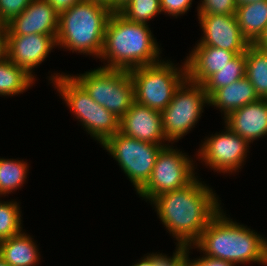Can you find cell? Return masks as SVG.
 <instances>
[{
    "label": "cell",
    "instance_id": "1",
    "mask_svg": "<svg viewBox=\"0 0 267 266\" xmlns=\"http://www.w3.org/2000/svg\"><path fill=\"white\" fill-rule=\"evenodd\" d=\"M209 187L197 177L185 188L161 194L150 202L176 245H193L222 209L219 196Z\"/></svg>",
    "mask_w": 267,
    "mask_h": 266
},
{
    "label": "cell",
    "instance_id": "2",
    "mask_svg": "<svg viewBox=\"0 0 267 266\" xmlns=\"http://www.w3.org/2000/svg\"><path fill=\"white\" fill-rule=\"evenodd\" d=\"M157 40L148 24L134 23L117 11L110 14L105 27L103 49L99 59L107 69L131 70L152 65L162 59Z\"/></svg>",
    "mask_w": 267,
    "mask_h": 266
},
{
    "label": "cell",
    "instance_id": "3",
    "mask_svg": "<svg viewBox=\"0 0 267 266\" xmlns=\"http://www.w3.org/2000/svg\"><path fill=\"white\" fill-rule=\"evenodd\" d=\"M221 209L190 246L213 258L239 264H266V237L230 219ZM239 263V264H238Z\"/></svg>",
    "mask_w": 267,
    "mask_h": 266
},
{
    "label": "cell",
    "instance_id": "4",
    "mask_svg": "<svg viewBox=\"0 0 267 266\" xmlns=\"http://www.w3.org/2000/svg\"><path fill=\"white\" fill-rule=\"evenodd\" d=\"M112 12L102 4L83 0L59 14L56 37L58 48L99 58L105 27Z\"/></svg>",
    "mask_w": 267,
    "mask_h": 266
},
{
    "label": "cell",
    "instance_id": "5",
    "mask_svg": "<svg viewBox=\"0 0 267 266\" xmlns=\"http://www.w3.org/2000/svg\"><path fill=\"white\" fill-rule=\"evenodd\" d=\"M51 75L50 83L90 137L102 145L120 131V118L95 102L70 74Z\"/></svg>",
    "mask_w": 267,
    "mask_h": 266
},
{
    "label": "cell",
    "instance_id": "6",
    "mask_svg": "<svg viewBox=\"0 0 267 266\" xmlns=\"http://www.w3.org/2000/svg\"><path fill=\"white\" fill-rule=\"evenodd\" d=\"M174 64L169 59H163L152 65L129 70L134 101L162 112L171 102L176 89L187 78L186 62L181 67Z\"/></svg>",
    "mask_w": 267,
    "mask_h": 266
},
{
    "label": "cell",
    "instance_id": "7",
    "mask_svg": "<svg viewBox=\"0 0 267 266\" xmlns=\"http://www.w3.org/2000/svg\"><path fill=\"white\" fill-rule=\"evenodd\" d=\"M71 76L89 96L108 111L122 118L134 102V89L129 71L103 67Z\"/></svg>",
    "mask_w": 267,
    "mask_h": 266
},
{
    "label": "cell",
    "instance_id": "8",
    "mask_svg": "<svg viewBox=\"0 0 267 266\" xmlns=\"http://www.w3.org/2000/svg\"><path fill=\"white\" fill-rule=\"evenodd\" d=\"M206 104L209 105V97L203 85L186 78L176 89L169 105L161 112L163 132L171 145L195 127Z\"/></svg>",
    "mask_w": 267,
    "mask_h": 266
},
{
    "label": "cell",
    "instance_id": "9",
    "mask_svg": "<svg viewBox=\"0 0 267 266\" xmlns=\"http://www.w3.org/2000/svg\"><path fill=\"white\" fill-rule=\"evenodd\" d=\"M174 149L170 144L161 149L148 182L137 192L141 199L151 202L155 197L185 188L197 177L195 160ZM190 157V158H189Z\"/></svg>",
    "mask_w": 267,
    "mask_h": 266
},
{
    "label": "cell",
    "instance_id": "10",
    "mask_svg": "<svg viewBox=\"0 0 267 266\" xmlns=\"http://www.w3.org/2000/svg\"><path fill=\"white\" fill-rule=\"evenodd\" d=\"M135 187L136 193L148 182L157 155L165 146L140 141L117 132L102 145Z\"/></svg>",
    "mask_w": 267,
    "mask_h": 266
},
{
    "label": "cell",
    "instance_id": "11",
    "mask_svg": "<svg viewBox=\"0 0 267 266\" xmlns=\"http://www.w3.org/2000/svg\"><path fill=\"white\" fill-rule=\"evenodd\" d=\"M221 133H214L204 138L198 149L197 159L214 172L236 173L246 162L249 143L238 134L232 132L226 125Z\"/></svg>",
    "mask_w": 267,
    "mask_h": 266
},
{
    "label": "cell",
    "instance_id": "12",
    "mask_svg": "<svg viewBox=\"0 0 267 266\" xmlns=\"http://www.w3.org/2000/svg\"><path fill=\"white\" fill-rule=\"evenodd\" d=\"M203 37L195 46H212L234 52L245 53L251 45L243 36L235 14H197Z\"/></svg>",
    "mask_w": 267,
    "mask_h": 266
},
{
    "label": "cell",
    "instance_id": "13",
    "mask_svg": "<svg viewBox=\"0 0 267 266\" xmlns=\"http://www.w3.org/2000/svg\"><path fill=\"white\" fill-rule=\"evenodd\" d=\"M56 37L45 34L6 35V57L35 78L34 68L57 47Z\"/></svg>",
    "mask_w": 267,
    "mask_h": 266
},
{
    "label": "cell",
    "instance_id": "14",
    "mask_svg": "<svg viewBox=\"0 0 267 266\" xmlns=\"http://www.w3.org/2000/svg\"><path fill=\"white\" fill-rule=\"evenodd\" d=\"M119 132L160 146H168L170 143L163 132L161 112L135 101L130 110L120 119ZM166 141L168 144L165 143Z\"/></svg>",
    "mask_w": 267,
    "mask_h": 266
},
{
    "label": "cell",
    "instance_id": "15",
    "mask_svg": "<svg viewBox=\"0 0 267 266\" xmlns=\"http://www.w3.org/2000/svg\"><path fill=\"white\" fill-rule=\"evenodd\" d=\"M59 14L46 0H33L18 16L8 22L6 35H57Z\"/></svg>",
    "mask_w": 267,
    "mask_h": 266
},
{
    "label": "cell",
    "instance_id": "16",
    "mask_svg": "<svg viewBox=\"0 0 267 266\" xmlns=\"http://www.w3.org/2000/svg\"><path fill=\"white\" fill-rule=\"evenodd\" d=\"M224 124L249 144L267 136V99H259L231 112Z\"/></svg>",
    "mask_w": 267,
    "mask_h": 266
},
{
    "label": "cell",
    "instance_id": "17",
    "mask_svg": "<svg viewBox=\"0 0 267 266\" xmlns=\"http://www.w3.org/2000/svg\"><path fill=\"white\" fill-rule=\"evenodd\" d=\"M236 54L232 51L212 47L194 46L186 58L187 78L203 84L211 75L220 71Z\"/></svg>",
    "mask_w": 267,
    "mask_h": 266
},
{
    "label": "cell",
    "instance_id": "18",
    "mask_svg": "<svg viewBox=\"0 0 267 266\" xmlns=\"http://www.w3.org/2000/svg\"><path fill=\"white\" fill-rule=\"evenodd\" d=\"M259 99L254 86L244 77L230 85L217 89L209 97V106L219 109L224 115V119L231 112Z\"/></svg>",
    "mask_w": 267,
    "mask_h": 266
},
{
    "label": "cell",
    "instance_id": "19",
    "mask_svg": "<svg viewBox=\"0 0 267 266\" xmlns=\"http://www.w3.org/2000/svg\"><path fill=\"white\" fill-rule=\"evenodd\" d=\"M33 239L22 231L0 241V257L9 266H37L40 261V251Z\"/></svg>",
    "mask_w": 267,
    "mask_h": 266
},
{
    "label": "cell",
    "instance_id": "20",
    "mask_svg": "<svg viewBox=\"0 0 267 266\" xmlns=\"http://www.w3.org/2000/svg\"><path fill=\"white\" fill-rule=\"evenodd\" d=\"M235 16L243 36L254 44L267 25V1L238 5Z\"/></svg>",
    "mask_w": 267,
    "mask_h": 266
},
{
    "label": "cell",
    "instance_id": "21",
    "mask_svg": "<svg viewBox=\"0 0 267 266\" xmlns=\"http://www.w3.org/2000/svg\"><path fill=\"white\" fill-rule=\"evenodd\" d=\"M37 79L7 57L0 61V96H15L27 91Z\"/></svg>",
    "mask_w": 267,
    "mask_h": 266
},
{
    "label": "cell",
    "instance_id": "22",
    "mask_svg": "<svg viewBox=\"0 0 267 266\" xmlns=\"http://www.w3.org/2000/svg\"><path fill=\"white\" fill-rule=\"evenodd\" d=\"M246 73L245 77L254 86L260 99H267V55L251 44L245 51Z\"/></svg>",
    "mask_w": 267,
    "mask_h": 266
},
{
    "label": "cell",
    "instance_id": "23",
    "mask_svg": "<svg viewBox=\"0 0 267 266\" xmlns=\"http://www.w3.org/2000/svg\"><path fill=\"white\" fill-rule=\"evenodd\" d=\"M246 55L237 54L227 65L211 75L202 85L210 97L217 89L230 85L245 77Z\"/></svg>",
    "mask_w": 267,
    "mask_h": 266
},
{
    "label": "cell",
    "instance_id": "24",
    "mask_svg": "<svg viewBox=\"0 0 267 266\" xmlns=\"http://www.w3.org/2000/svg\"><path fill=\"white\" fill-rule=\"evenodd\" d=\"M27 161L0 158V196L15 192L25 183L28 176Z\"/></svg>",
    "mask_w": 267,
    "mask_h": 266
},
{
    "label": "cell",
    "instance_id": "25",
    "mask_svg": "<svg viewBox=\"0 0 267 266\" xmlns=\"http://www.w3.org/2000/svg\"><path fill=\"white\" fill-rule=\"evenodd\" d=\"M117 12L128 21L143 24L162 14L160 0H130Z\"/></svg>",
    "mask_w": 267,
    "mask_h": 266
},
{
    "label": "cell",
    "instance_id": "26",
    "mask_svg": "<svg viewBox=\"0 0 267 266\" xmlns=\"http://www.w3.org/2000/svg\"><path fill=\"white\" fill-rule=\"evenodd\" d=\"M19 202L0 200V241L21 233L22 214Z\"/></svg>",
    "mask_w": 267,
    "mask_h": 266
},
{
    "label": "cell",
    "instance_id": "27",
    "mask_svg": "<svg viewBox=\"0 0 267 266\" xmlns=\"http://www.w3.org/2000/svg\"><path fill=\"white\" fill-rule=\"evenodd\" d=\"M236 0H201L198 3V14H235L237 8Z\"/></svg>",
    "mask_w": 267,
    "mask_h": 266
},
{
    "label": "cell",
    "instance_id": "28",
    "mask_svg": "<svg viewBox=\"0 0 267 266\" xmlns=\"http://www.w3.org/2000/svg\"><path fill=\"white\" fill-rule=\"evenodd\" d=\"M190 246L176 245L172 256L162 253H155V266H187V255L190 253Z\"/></svg>",
    "mask_w": 267,
    "mask_h": 266
},
{
    "label": "cell",
    "instance_id": "29",
    "mask_svg": "<svg viewBox=\"0 0 267 266\" xmlns=\"http://www.w3.org/2000/svg\"><path fill=\"white\" fill-rule=\"evenodd\" d=\"M33 0H0V19L4 25L20 15Z\"/></svg>",
    "mask_w": 267,
    "mask_h": 266
},
{
    "label": "cell",
    "instance_id": "30",
    "mask_svg": "<svg viewBox=\"0 0 267 266\" xmlns=\"http://www.w3.org/2000/svg\"><path fill=\"white\" fill-rule=\"evenodd\" d=\"M192 2L193 0H160V8L162 13L177 18L189 11Z\"/></svg>",
    "mask_w": 267,
    "mask_h": 266
},
{
    "label": "cell",
    "instance_id": "31",
    "mask_svg": "<svg viewBox=\"0 0 267 266\" xmlns=\"http://www.w3.org/2000/svg\"><path fill=\"white\" fill-rule=\"evenodd\" d=\"M190 259L191 258H189V255H187V266H235L226 260L213 258L204 254L202 257L199 256L193 260Z\"/></svg>",
    "mask_w": 267,
    "mask_h": 266
},
{
    "label": "cell",
    "instance_id": "32",
    "mask_svg": "<svg viewBox=\"0 0 267 266\" xmlns=\"http://www.w3.org/2000/svg\"><path fill=\"white\" fill-rule=\"evenodd\" d=\"M51 7L58 13L61 14L69 10L73 5L83 0H46Z\"/></svg>",
    "mask_w": 267,
    "mask_h": 266
},
{
    "label": "cell",
    "instance_id": "33",
    "mask_svg": "<svg viewBox=\"0 0 267 266\" xmlns=\"http://www.w3.org/2000/svg\"><path fill=\"white\" fill-rule=\"evenodd\" d=\"M145 254L144 257H141V259L135 264L131 266H155V253H149L147 256Z\"/></svg>",
    "mask_w": 267,
    "mask_h": 266
},
{
    "label": "cell",
    "instance_id": "34",
    "mask_svg": "<svg viewBox=\"0 0 267 266\" xmlns=\"http://www.w3.org/2000/svg\"><path fill=\"white\" fill-rule=\"evenodd\" d=\"M6 57V27L0 28V61Z\"/></svg>",
    "mask_w": 267,
    "mask_h": 266
},
{
    "label": "cell",
    "instance_id": "35",
    "mask_svg": "<svg viewBox=\"0 0 267 266\" xmlns=\"http://www.w3.org/2000/svg\"><path fill=\"white\" fill-rule=\"evenodd\" d=\"M92 2H96L108 7L113 12L116 11V0H91Z\"/></svg>",
    "mask_w": 267,
    "mask_h": 266
},
{
    "label": "cell",
    "instance_id": "36",
    "mask_svg": "<svg viewBox=\"0 0 267 266\" xmlns=\"http://www.w3.org/2000/svg\"><path fill=\"white\" fill-rule=\"evenodd\" d=\"M255 46H267V25L263 32V34L260 36V38L254 43Z\"/></svg>",
    "mask_w": 267,
    "mask_h": 266
},
{
    "label": "cell",
    "instance_id": "37",
    "mask_svg": "<svg viewBox=\"0 0 267 266\" xmlns=\"http://www.w3.org/2000/svg\"><path fill=\"white\" fill-rule=\"evenodd\" d=\"M259 1H267V0H236L237 5H245L248 3H254V2H259Z\"/></svg>",
    "mask_w": 267,
    "mask_h": 266
},
{
    "label": "cell",
    "instance_id": "38",
    "mask_svg": "<svg viewBox=\"0 0 267 266\" xmlns=\"http://www.w3.org/2000/svg\"><path fill=\"white\" fill-rule=\"evenodd\" d=\"M128 1H130V0H116V11H118Z\"/></svg>",
    "mask_w": 267,
    "mask_h": 266
},
{
    "label": "cell",
    "instance_id": "39",
    "mask_svg": "<svg viewBox=\"0 0 267 266\" xmlns=\"http://www.w3.org/2000/svg\"><path fill=\"white\" fill-rule=\"evenodd\" d=\"M0 266H9L2 257H0Z\"/></svg>",
    "mask_w": 267,
    "mask_h": 266
},
{
    "label": "cell",
    "instance_id": "40",
    "mask_svg": "<svg viewBox=\"0 0 267 266\" xmlns=\"http://www.w3.org/2000/svg\"><path fill=\"white\" fill-rule=\"evenodd\" d=\"M256 47L262 49L267 55V46H256Z\"/></svg>",
    "mask_w": 267,
    "mask_h": 266
},
{
    "label": "cell",
    "instance_id": "41",
    "mask_svg": "<svg viewBox=\"0 0 267 266\" xmlns=\"http://www.w3.org/2000/svg\"><path fill=\"white\" fill-rule=\"evenodd\" d=\"M266 243V264H267V239L265 240Z\"/></svg>",
    "mask_w": 267,
    "mask_h": 266
},
{
    "label": "cell",
    "instance_id": "42",
    "mask_svg": "<svg viewBox=\"0 0 267 266\" xmlns=\"http://www.w3.org/2000/svg\"><path fill=\"white\" fill-rule=\"evenodd\" d=\"M5 27V25L2 23L1 19H0V28Z\"/></svg>",
    "mask_w": 267,
    "mask_h": 266
}]
</instances>
